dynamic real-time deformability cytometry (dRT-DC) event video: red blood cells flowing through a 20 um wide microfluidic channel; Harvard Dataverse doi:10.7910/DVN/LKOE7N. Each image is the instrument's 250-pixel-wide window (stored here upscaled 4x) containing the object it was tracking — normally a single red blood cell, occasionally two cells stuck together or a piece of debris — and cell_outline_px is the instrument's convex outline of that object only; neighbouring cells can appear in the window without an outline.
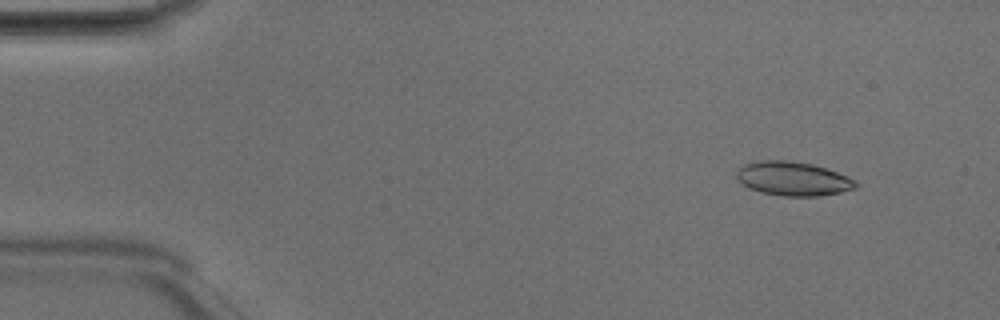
{"species": "Egyptian fruit bat (a non-hibernating species)", "species_latin": "Rousettus aegyptiacus", "temperature_condition": "room temperature", "stored_images_in_passage": 6, "camera_frame_rate_fps": 3000, "um_per_image_px": 0.085, "animal": {"sex": "male"}, "frame": {"image": 1, "passage_image": 2, "time_ms": 0.333, "image_size_px": [1000, 320], "cell_outline_px": [[860, 184], [856, 188], [840, 192], [820, 196], [784, 196], [760, 192], [748, 188], [736, 180], [736, 172], [744, 164], [756, 160], [788, 160], [812, 164], [848, 176], [856, 180]], "centroid_in_image_um": [67.39, 15.19], "position_along_channel_um": 17.6, "area_um2": 23.81}}
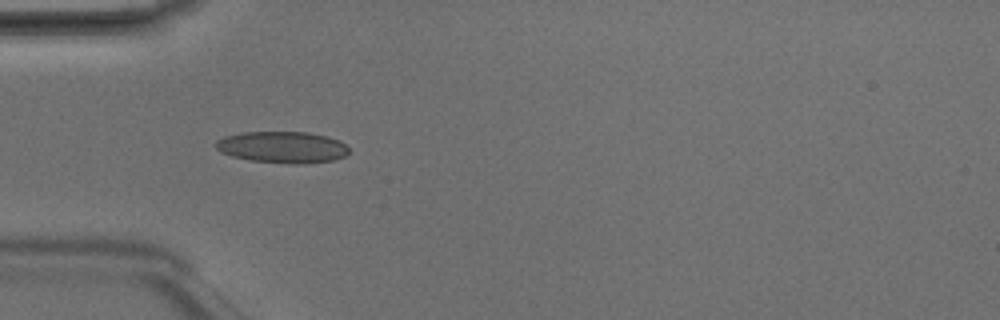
{"frame": {"image": 2, "passage_image": 5, "time_ms": 1.333, "image_size_px": [1000, 320], "cell_outline_px": [[348, 152], [344, 156], [332, 160], [304, 164], [288, 164], [252, 160], [232, 156], [220, 152], [216, 148], [216, 140], [224, 136], [244, 132], [308, 132], [328, 136], [340, 140], [348, 148]], "centroid_in_image_um": [24.0, 12.51], "position_along_channel_um": 61.0, "area_um2": 24.51}}